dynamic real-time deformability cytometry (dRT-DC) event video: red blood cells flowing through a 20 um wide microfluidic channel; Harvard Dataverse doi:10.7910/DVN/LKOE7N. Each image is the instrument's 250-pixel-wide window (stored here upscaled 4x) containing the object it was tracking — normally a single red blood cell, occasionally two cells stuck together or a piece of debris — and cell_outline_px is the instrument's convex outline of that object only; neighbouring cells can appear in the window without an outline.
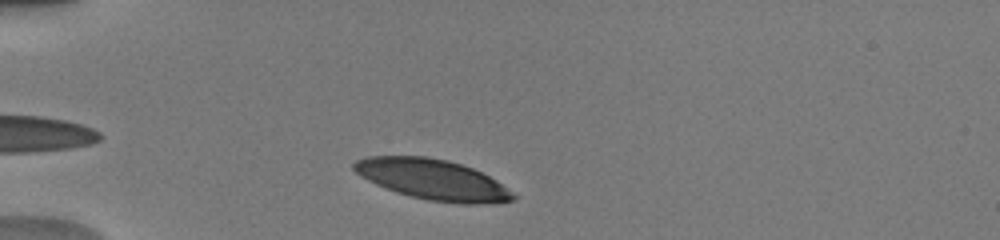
{"species": "human", "species_latin": "Homo sapiens", "temperature_condition": "warm", "stored_images_in_passage": 36, "camera_frame_rate_fps": 3000, "um_per_image_px": 0.085, "donor": {"sex": "male"}, "frame": {"image": 1, "passage_image": 3, "time_ms": 0.667, "image_size_px": [1000, 240], "cell_outline_px": [[520, 196], [516, 200], [484, 204], [464, 204], [428, 200], [396, 192], [376, 184], [360, 176], [352, 168], [352, 164], [356, 160], [368, 156], [428, 156], [448, 160], [472, 168], [496, 180]], "centroid_in_image_um": [36.81, 15.26], "position_along_channel_um": 48.2, "area_um2": 37.63}}
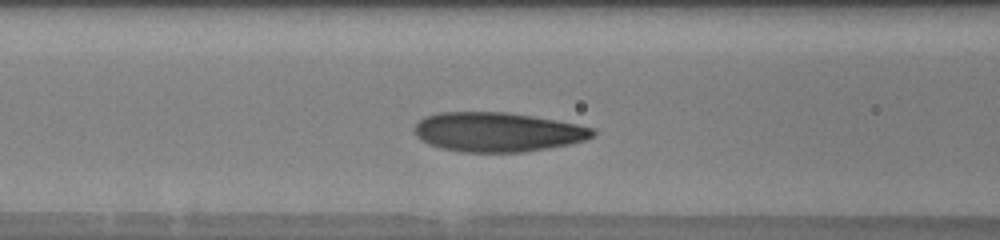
{"frame": {"image": 2, "passage_image": 11, "time_ms": 3.333, "image_size_px": [1000, 240], "cell_outline_px": [[596, 136], [584, 140], [568, 144], [548, 148], [524, 152], [460, 152], [440, 148], [428, 144], [416, 136], [412, 128], [424, 116], [440, 112], [508, 112], [532, 116], [576, 124], [592, 128], [596, 132]], "centroid_in_image_um": [42.25, 11.22], "position_along_channel_um": 124.4, "area_um2": 41.04}}
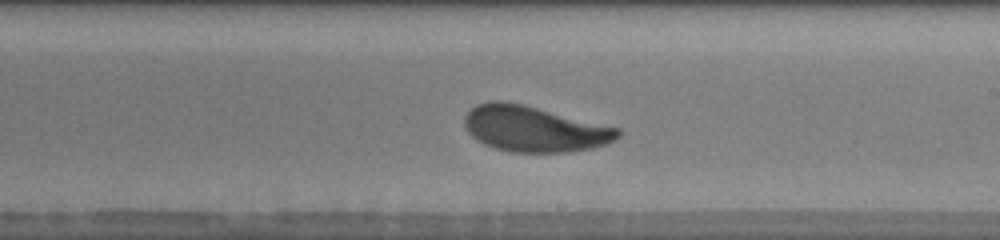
{"frame": {"image": 3, "passage_image": 20, "time_ms": 6.333, "image_size_px": [1000, 240], "cell_outline_px": [[624, 132], [616, 140], [608, 144], [592, 148], [568, 152], [508, 152], [492, 148], [476, 140], [464, 128], [464, 116], [476, 104], [488, 100], [504, 100], [620, 128]], "centroid_in_image_um": [45.4, 10.96], "position_along_channel_um": 243.6, "area_um2": 41.21}, "authors_computed_cell_mechanics": {"area_um2": 40.749, "velocity_mm_per_s": 3.9825, "shape_relaxation_time_tau1_ms": 2.2936, "shape_relaxation_time_tau2_ms": 2.5048, "deformation_change_tau1": 0.1437, "deformation_change_tau2": 0.1129}}